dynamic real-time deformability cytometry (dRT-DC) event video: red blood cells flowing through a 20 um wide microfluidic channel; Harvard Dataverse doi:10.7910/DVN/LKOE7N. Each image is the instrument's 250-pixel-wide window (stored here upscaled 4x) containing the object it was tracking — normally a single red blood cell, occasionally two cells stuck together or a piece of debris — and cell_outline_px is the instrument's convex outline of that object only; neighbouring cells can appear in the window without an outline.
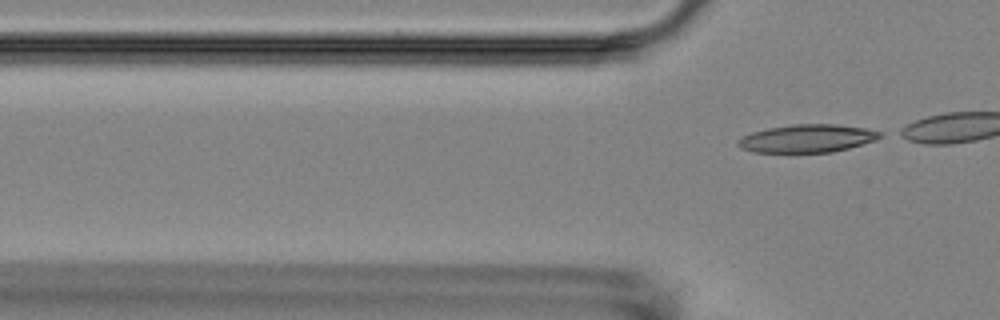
{"species": "Egyptian fruit bat (a non-hibernating species)", "species_latin": "Rousettus aegyptiacus", "temperature_condition": "room temperature", "stored_images_in_passage": 3, "camera_frame_rate_fps": 3000, "um_per_image_px": 0.085, "animal": {"sex": "female"}, "frame": {"image": 1, "passage_image": 3, "time_ms": 3.0, "image_size_px": [1000, 320], "cell_outline_px": [[884, 136], [876, 140], [848, 148], [832, 152], [752, 152], [740, 148], [736, 144], [736, 140], [752, 132], [768, 128], [792, 124], [836, 124], [868, 128], [880, 132]], "centroid_in_image_um": [68.61, 11.76], "position_along_channel_um": 57.2, "area_um2": 23.24}}